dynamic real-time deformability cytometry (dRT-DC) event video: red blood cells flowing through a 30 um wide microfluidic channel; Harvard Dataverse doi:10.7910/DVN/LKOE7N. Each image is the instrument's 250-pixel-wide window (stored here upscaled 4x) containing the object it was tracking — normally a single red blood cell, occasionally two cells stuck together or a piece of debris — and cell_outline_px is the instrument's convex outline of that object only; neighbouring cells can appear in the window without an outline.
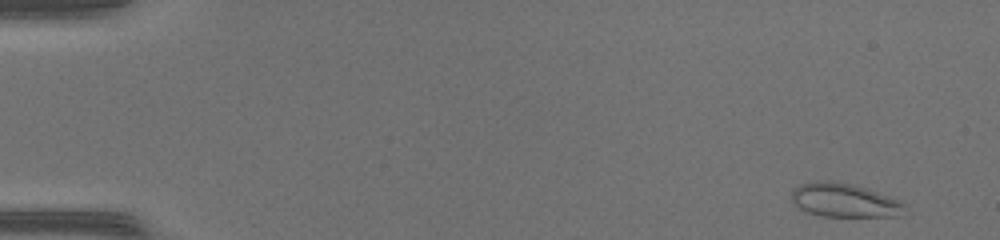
{"species": "common noctule bat (a hibernating species)", "species_latin": "Nyctalus noctula", "temperature_condition": "warm", "stored_images_in_passage": 47, "camera_frame_rate_fps": 3000, "um_per_image_px": 0.085, "animal": {"sex": "female", "body_mass_g": 17.0, "forearm_length_mm": 48.0}, "frame": {"image": 1, "passage_image": 2, "time_ms": 0.333, "image_size_px": [1000, 240], "cell_outline_px": [[904, 204], [900, 216], [820, 216], [808, 212], [800, 208], [792, 200], [792, 188], [800, 184], [816, 180], [828, 180], [852, 184], [864, 188], [896, 200]], "centroid_in_image_um": [71.67, 17.01], "position_along_channel_um": 13.3, "area_um2": 21.79}}
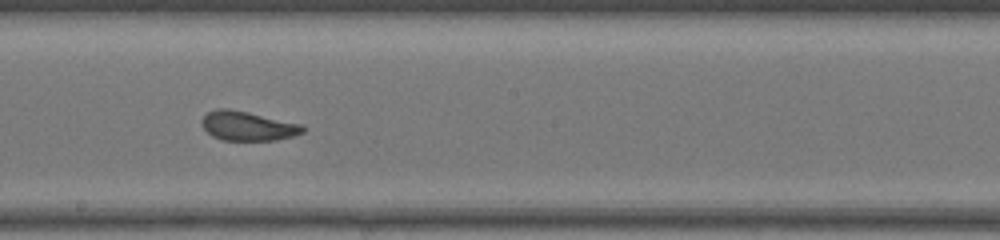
{"frame": {"image": 2, "passage_image": 27, "time_ms": 8.667, "image_size_px": [1000, 240], "cell_outline_px": [[304, 132], [292, 136], [276, 140], [224, 140], [212, 136], [200, 124], [200, 120], [208, 112], [216, 108], [228, 108], [248, 112], [300, 124], [304, 128]], "centroid_in_image_um": [21.01, 10.7], "position_along_channel_um": 227.2, "area_um2": 17.11}}
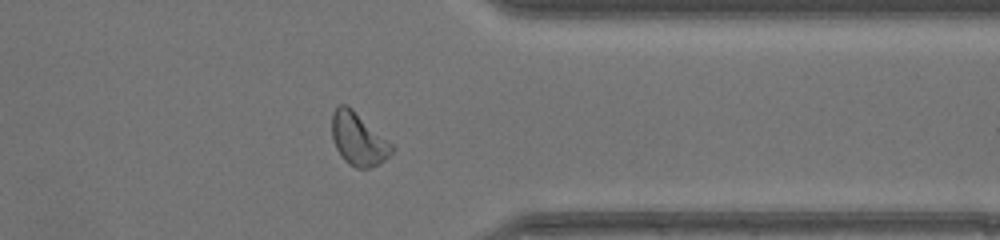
{"frame": {"image": 3, "passage_image": 38, "time_ms": 12.333, "image_size_px": [1000, 240], "cell_outline_px": [[396, 148], [380, 164], [368, 168], [356, 168], [348, 164], [340, 156], [332, 140], [332, 112], [340, 104], [348, 104], [392, 144]], "centroid_in_image_um": [30.44, 11.82], "position_along_channel_um": 381.0, "area_um2": 18.5}, "authors_computed_cell_mechanics": {"area_um2": 18.5538, "velocity_mm_per_s": 4.3364, "shape_relaxation_time_tau1_ms": 8.8924, "shape_relaxation_time_tau2_ms": 0.7457, "deformation_change_tau1": 0.2199, "deformation_change_tau2": 0.0591}}